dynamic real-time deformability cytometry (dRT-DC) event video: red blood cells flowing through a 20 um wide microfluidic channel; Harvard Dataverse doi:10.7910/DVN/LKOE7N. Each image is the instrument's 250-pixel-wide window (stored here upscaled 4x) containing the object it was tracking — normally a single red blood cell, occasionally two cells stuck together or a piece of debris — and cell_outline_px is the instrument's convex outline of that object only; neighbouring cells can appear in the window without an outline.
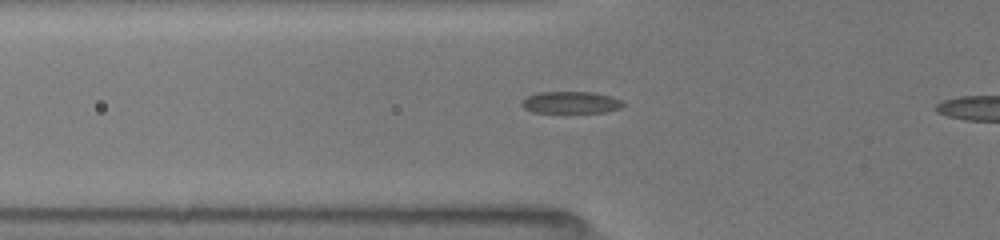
{"species": "common noctule bat (a hibernating species)", "species_latin": "Nyctalus noctula", "temperature_condition": "room temperature", "stored_images_in_passage": 4, "camera_frame_rate_fps": 3000, "um_per_image_px": 0.085, "animal": {"sex": "female", "body_mass_g": 19.5, "forearm_length_mm": 54.1}, "frame": {"image": 1, "passage_image": 2, "time_ms": 0.333, "image_size_px": [1000, 240], "cell_outline_px": [[624, 104], [620, 108], [604, 112], [532, 112], [524, 108], [520, 104], [520, 100], [528, 96], [540, 92], [592, 92], [612, 96], [620, 100]], "centroid_in_image_um": [48.49, 8.7], "position_along_channel_um": 77.3, "area_um2": 12.89}}